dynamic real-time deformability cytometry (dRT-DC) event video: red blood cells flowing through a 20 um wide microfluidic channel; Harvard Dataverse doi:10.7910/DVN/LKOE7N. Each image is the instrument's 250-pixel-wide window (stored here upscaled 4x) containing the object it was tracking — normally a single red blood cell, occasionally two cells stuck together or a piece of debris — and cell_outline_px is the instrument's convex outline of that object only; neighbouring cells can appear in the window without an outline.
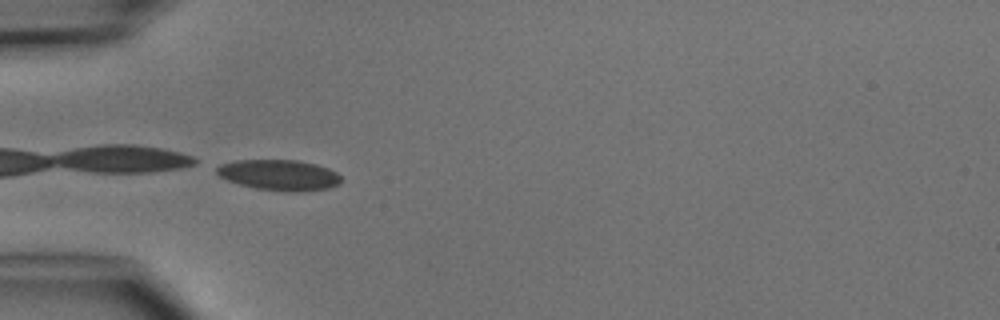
{"species": "common noctule bat (a hibernating species)", "species_latin": "Nyctalus noctula", "temperature_condition": "cold", "stored_images_in_passage": 6, "camera_frame_rate_fps": 3000, "um_per_image_px": 0.085, "animal": {"sex": "male", "body_mass_g": 15.6}, "frame": {"image": 1, "passage_image": 4, "time_ms": 3.333, "image_size_px": [1000, 320], "cell_outline_px": [[340, 184], [328, 188], [300, 192], [288, 192], [256, 188], [240, 184], [228, 180], [220, 176], [216, 172], [216, 168], [220, 164], [232, 160], [300, 160], [316, 164], [328, 168], [336, 172], [340, 176]], "centroid_in_image_um": [23.74, 14.87], "position_along_channel_um": 61.3, "area_um2": 22.31}}
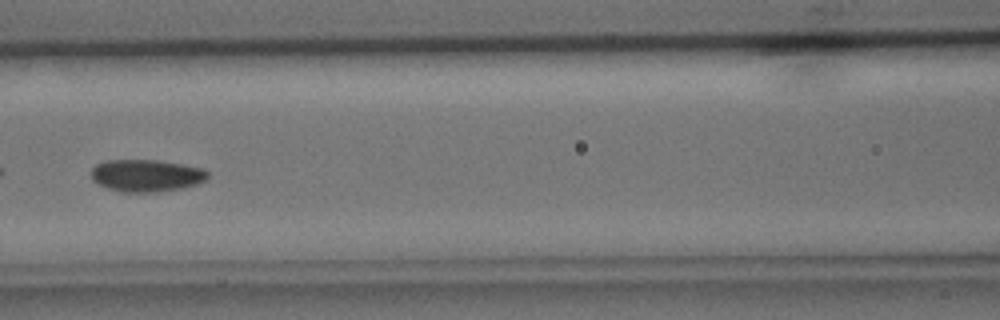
{"frame": {"image": 2, "passage_image": 6, "time_ms": 5.667, "image_size_px": [1000, 320], "cell_outline_px": [[208, 176], [204, 180], [196, 184], [180, 188], [156, 192], [124, 192], [108, 188], [92, 180], [92, 168], [96, 164], [104, 160], [156, 160], [184, 164], [204, 168], [208, 172]], "centroid_in_image_um": [12.44, 14.91], "position_along_channel_um": 154.2, "area_um2": 21.79}}